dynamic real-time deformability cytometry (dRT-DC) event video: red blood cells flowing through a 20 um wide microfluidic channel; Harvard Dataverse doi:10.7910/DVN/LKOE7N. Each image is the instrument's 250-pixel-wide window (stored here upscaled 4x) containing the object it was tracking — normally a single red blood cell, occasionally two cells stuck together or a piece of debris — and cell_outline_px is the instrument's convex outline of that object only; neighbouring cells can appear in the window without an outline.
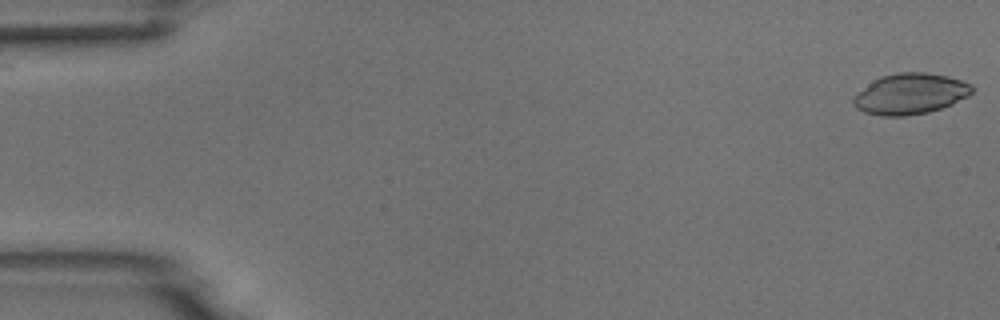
{"species": "common noctule bat (a hibernating species)", "species_latin": "Nyctalus noctula", "temperature_condition": "room temperature", "stored_images_in_passage": 4, "camera_frame_rate_fps": 3000, "um_per_image_px": 0.085, "animal": {"sex": "male", "body_mass_g": 18.8}, "frame": {"image": 1, "passage_image": 1, "time_ms": 0.0, "image_size_px": [1000, 320], "cell_outline_px": [[972, 92], [968, 96], [952, 104], [928, 112], [904, 116], [880, 116], [864, 112], [856, 108], [852, 104], [852, 96], [872, 80], [880, 76], [896, 72], [924, 72], [948, 76], [972, 84]], "centroid_in_image_um": [77.32, 7.97], "position_along_channel_um": 7.7, "area_um2": 28.44}}